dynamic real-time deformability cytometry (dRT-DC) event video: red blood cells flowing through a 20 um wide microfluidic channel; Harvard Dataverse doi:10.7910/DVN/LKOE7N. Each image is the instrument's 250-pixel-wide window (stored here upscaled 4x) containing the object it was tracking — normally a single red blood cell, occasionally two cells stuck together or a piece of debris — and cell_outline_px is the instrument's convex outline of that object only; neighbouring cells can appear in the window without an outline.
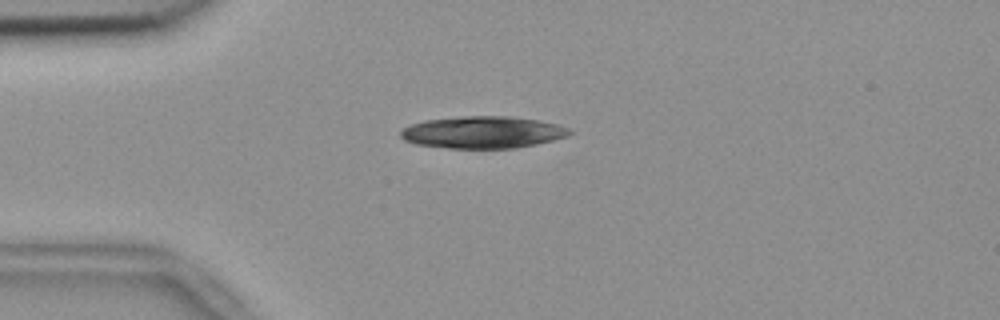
{"species": "common noctule bat (a hibernating species)", "species_latin": "Nyctalus noctula", "temperature_condition": "room temperature", "stored_images_in_passage": 52, "camera_frame_rate_fps": 3000, "um_per_image_px": 0.085, "animal": {"sex": "female", "body_mass_g": 18.4}, "frame": {"image": 1, "passage_image": 12, "time_ms": 3.667, "image_size_px": [1000, 320], "cell_outline_px": [[576, 132], [568, 136], [536, 144], [516, 148], [448, 148], [416, 144], [404, 140], [400, 136], [400, 132], [408, 124], [424, 120], [460, 116], [512, 116], [540, 120], [560, 124], [572, 128]], "centroid_in_image_um": [41.09, 11.23], "position_along_channel_um": 43.9, "area_um2": 32.02}}